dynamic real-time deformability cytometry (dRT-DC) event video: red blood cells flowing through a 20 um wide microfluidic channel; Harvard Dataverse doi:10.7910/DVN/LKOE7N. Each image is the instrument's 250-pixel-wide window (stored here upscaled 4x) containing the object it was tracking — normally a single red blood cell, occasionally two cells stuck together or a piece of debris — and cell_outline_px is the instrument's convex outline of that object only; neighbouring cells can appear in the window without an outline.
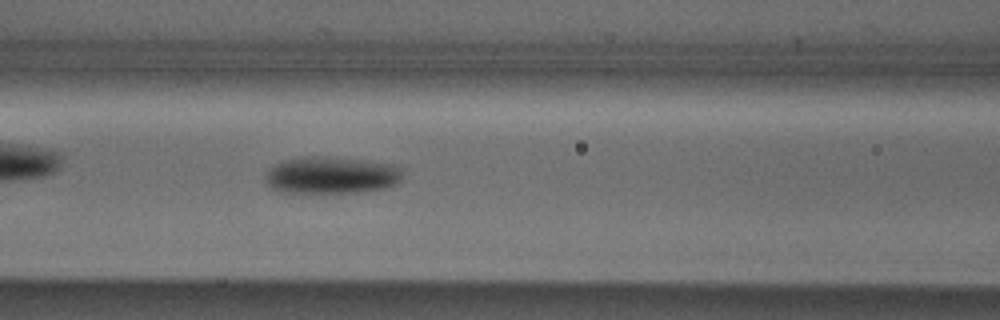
{"species": "Egyptian fruit bat (a non-hibernating species)", "species_latin": "Rousettus aegyptiacus", "temperature_condition": "cold", "stored_images_in_passage": 46, "camera_frame_rate_fps": 3000, "um_per_image_px": 0.085, "animal": {"sex": "male"}, "frame": {"image": 1, "passage_image": 21, "time_ms": 6.667, "image_size_px": [1000, 320], "cell_outline_px": [[400, 180], [396, 184], [384, 188], [356, 192], [280, 192], [272, 188], [264, 180], [264, 176], [268, 168], [272, 164], [284, 160], [300, 156], [324, 156], [364, 160], [392, 164], [400, 168]], "centroid_in_image_um": [28.08, 14.87], "position_along_channel_um": 138.5, "area_um2": 29.71}}
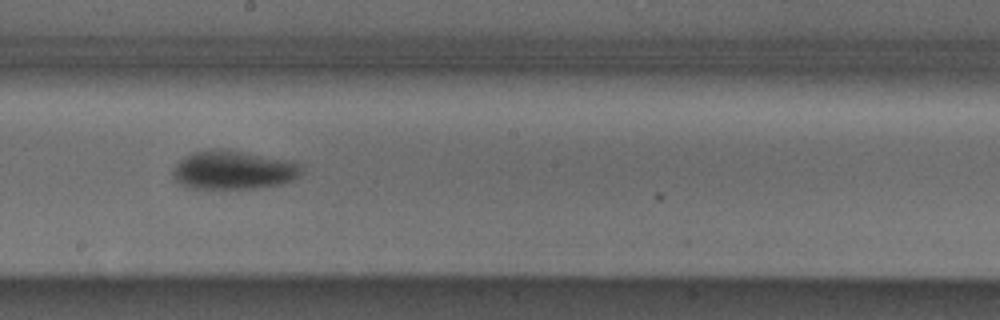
{"frame": {"image": 2, "passage_image": 28, "time_ms": 9.0, "image_size_px": [1000, 320], "cell_outline_px": [[300, 176], [292, 180], [280, 184], [256, 188], [188, 188], [180, 184], [172, 176], [172, 172], [176, 164], [180, 160], [196, 152], [216, 148], [220, 148], [292, 160], [300, 164]], "centroid_in_image_um": [19.84, 14.45], "position_along_channel_um": 228.4, "area_um2": 28.84}}
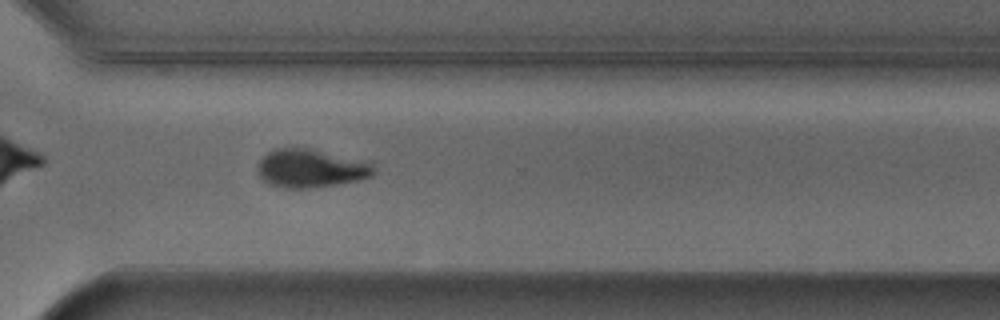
{"frame": {"image": 3, "passage_image": 37, "time_ms": 12.0, "image_size_px": [1000, 320], "cell_outline_px": [[376, 172], [372, 176], [356, 180], [336, 184], [312, 188], [280, 188], [268, 184], [260, 176], [260, 160], [268, 152], [276, 148], [308, 148], [372, 164], [376, 168]], "centroid_in_image_um": [26.39, 14.33], "position_along_channel_um": 344.2, "area_um2": 25.32}, "authors_computed_cell_mechanics": {"area_um2": 27.1949, "velocity_mm_per_s": 3.8704, "shape_relaxation_time_tau1_ms": 2.946, "shape_relaxation_time_tau2_ms": null, "deformation_change_tau1": 0.1272, "deformation_change_tau2": null}}